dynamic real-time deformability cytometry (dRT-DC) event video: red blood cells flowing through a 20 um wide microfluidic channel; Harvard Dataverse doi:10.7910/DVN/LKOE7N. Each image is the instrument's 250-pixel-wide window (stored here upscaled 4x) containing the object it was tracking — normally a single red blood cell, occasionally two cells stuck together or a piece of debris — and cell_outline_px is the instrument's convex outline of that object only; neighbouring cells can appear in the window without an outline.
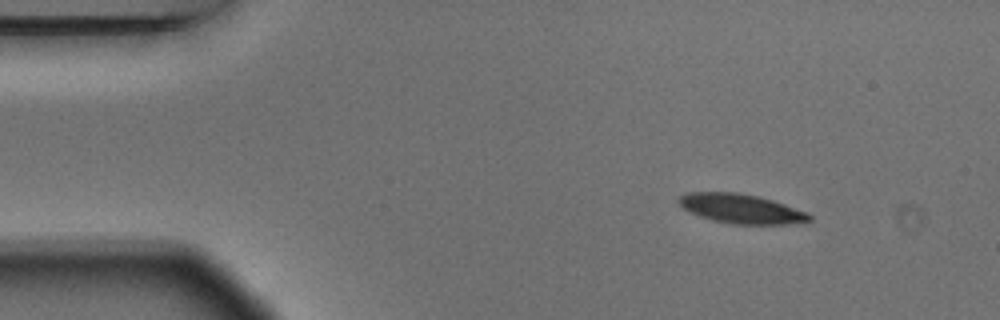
{"species": "Egyptian fruit bat (a non-hibernating species)", "species_latin": "Rousettus aegyptiacus", "temperature_condition": "warm", "stored_images_in_passage": 3, "camera_frame_rate_fps": 3000, "um_per_image_px": 0.085, "animal": {"sex": "male"}, "frame": {"image": 1, "passage_image": 1, "time_ms": 0.0, "image_size_px": [1000, 320], "cell_outline_px": [[812, 220], [804, 224], [732, 224], [712, 220], [700, 216], [684, 208], [676, 200], [680, 196], [688, 192], [736, 192], [756, 196], [772, 200], [808, 212], [812, 216]], "centroid_in_image_um": [63.06, 17.75], "position_along_channel_um": 21.9, "area_um2": 22.43}}